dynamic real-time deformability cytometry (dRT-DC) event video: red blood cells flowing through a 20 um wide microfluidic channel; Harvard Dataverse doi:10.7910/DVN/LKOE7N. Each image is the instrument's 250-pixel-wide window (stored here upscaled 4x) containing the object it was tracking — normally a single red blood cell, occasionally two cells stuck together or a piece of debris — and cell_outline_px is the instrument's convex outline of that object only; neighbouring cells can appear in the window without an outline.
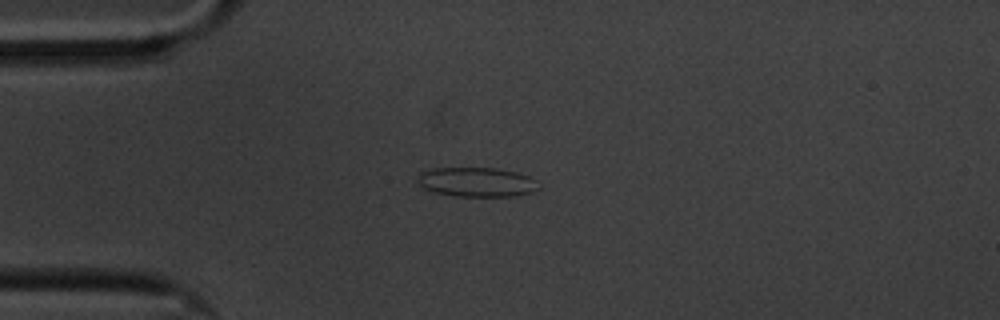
{"species": "common noctule bat (a hibernating species)", "species_latin": "Nyctalus noctula", "temperature_condition": "cold", "stored_images_in_passage": 45, "camera_frame_rate_fps": 3000, "um_per_image_px": 0.085, "animal": {"sex": "male", "body_mass_g": 20.1, "forearm_length_mm": 53.5}, "frame": {"image": 1, "passage_image": 1, "time_ms": 0.0, "image_size_px": [1000, 320], "cell_outline_px": [[540, 188], [532, 192], [512, 196], [456, 196], [436, 192], [424, 188], [420, 184], [420, 172], [432, 168], [496, 168], [516, 172], [528, 176], [536, 180]], "centroid_in_image_um": [40.56, 15.47], "position_along_channel_um": 44.4, "area_um2": 20.52}}
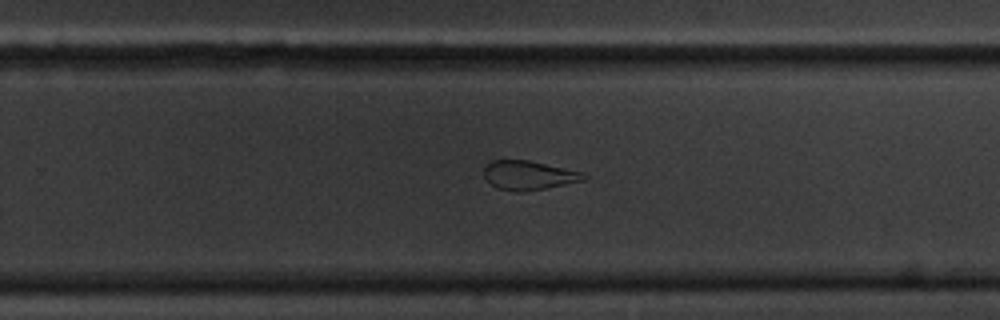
{"frame": {"image": 2, "passage_image": 24, "time_ms": 7.667, "image_size_px": [1000, 320], "cell_outline_px": [[588, 180], [544, 188], [520, 192], [516, 192], [496, 188], [484, 176], [484, 168], [492, 160], [528, 160], [584, 172], [588, 176]], "centroid_in_image_um": [44.98, 14.9], "position_along_channel_um": 284.8, "area_um2": 16.94}}
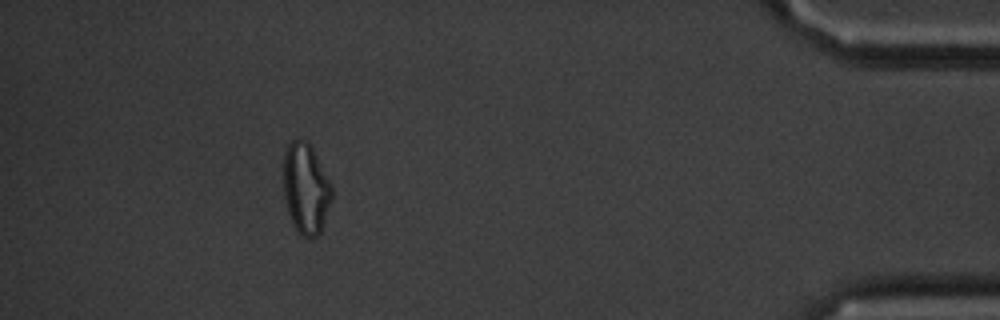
{"frame": {"image": 3, "passage_image": 40, "time_ms": 13.0, "image_size_px": [1000, 320], "cell_outline_px": [[332, 200], [320, 232], [316, 236], [304, 236], [292, 224], [288, 212], [284, 196], [284, 152], [288, 144], [296, 136], [308, 140], [332, 188]], "centroid_in_image_um": [25.98, 15.97], "position_along_channel_um": 409.2, "area_um2": 25.32}, "authors_computed_cell_mechanics": {"area_um2": 17.9758, "velocity_mm_per_s": 3.3578, "shape_relaxation_time_tau1_ms": null, "shape_relaxation_time_tau2_ms": 2.6917, "deformation_change_tau1": null, "deformation_change_tau2": 0.1013}}